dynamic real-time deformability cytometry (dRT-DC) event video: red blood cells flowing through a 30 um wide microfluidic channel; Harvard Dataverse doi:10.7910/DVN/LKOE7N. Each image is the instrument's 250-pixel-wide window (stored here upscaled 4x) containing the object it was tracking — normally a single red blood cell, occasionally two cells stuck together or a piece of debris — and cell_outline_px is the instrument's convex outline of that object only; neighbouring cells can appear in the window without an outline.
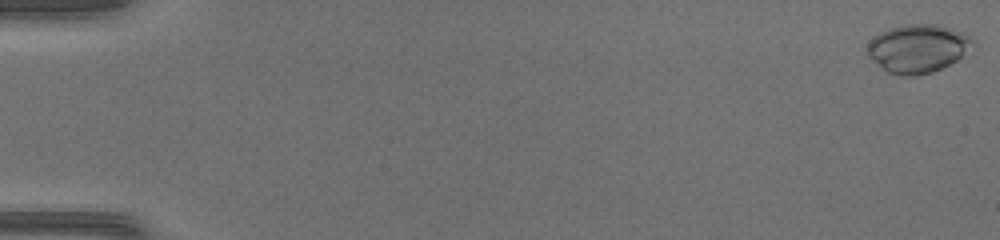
{"species": "common noctule bat (a hibernating species)", "species_latin": "Nyctalus noctula", "temperature_condition": "warm", "stored_images_in_passage": 49, "camera_frame_rate_fps": 3000, "um_per_image_px": 0.085, "animal": {"sex": "female", "body_mass_g": 17.0, "forearm_length_mm": 48.0}, "frame": {"image": 1, "passage_image": 1, "time_ms": 0.0, "image_size_px": [1000, 240], "cell_outline_px": [[976, 44], [956, 60], [932, 72], [912, 76], [900, 76], [888, 72], [880, 68], [868, 56], [868, 44], [872, 36], [888, 28], [904, 24], [936, 24], [960, 32], [976, 40]], "centroid_in_image_um": [77.98, 4.12], "position_along_channel_um": 7.0, "area_um2": 29.65}}
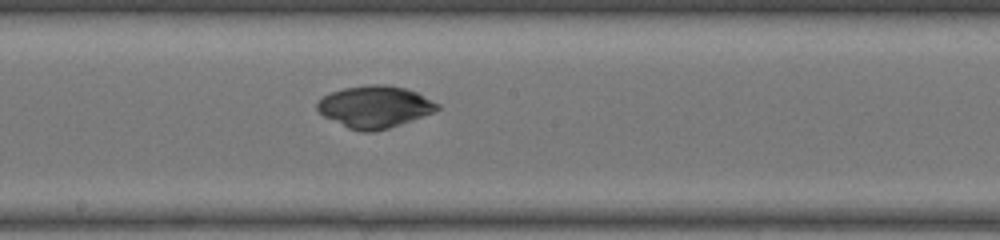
{"frame": {"image": 2, "passage_image": 28, "time_ms": 9.0, "image_size_px": [1000, 240], "cell_outline_px": [[440, 108], [436, 112], [388, 128], [372, 132], [360, 132], [348, 128], [324, 116], [316, 108], [316, 104], [324, 96], [332, 92], [344, 88], [368, 84], [384, 84], [404, 88], [416, 92], [440, 104]], "centroid_in_image_um": [31.87, 9.08], "position_along_channel_um": 216.3, "area_um2": 29.3}}
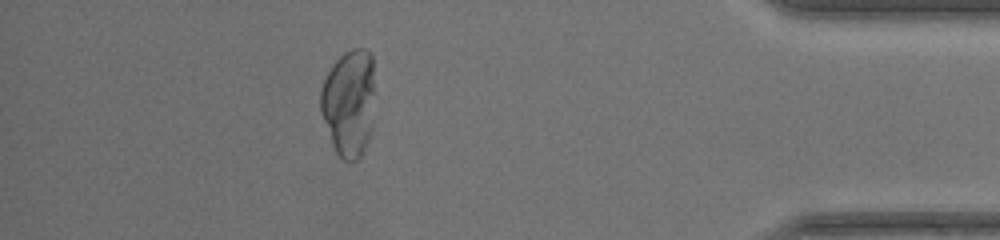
{"frame": {"image": 3, "passage_image": 44, "time_ms": 14.333, "image_size_px": [1000, 240], "cell_outline_px": [[372, 128], [364, 152], [356, 160], [344, 160], [336, 152], [332, 144], [320, 112], [320, 92], [324, 80], [332, 64], [344, 52], [352, 48], [364, 48], [372, 56]], "centroid_in_image_um": [29.63, 8.74], "position_along_channel_um": 405.6, "area_um2": 33.64}}